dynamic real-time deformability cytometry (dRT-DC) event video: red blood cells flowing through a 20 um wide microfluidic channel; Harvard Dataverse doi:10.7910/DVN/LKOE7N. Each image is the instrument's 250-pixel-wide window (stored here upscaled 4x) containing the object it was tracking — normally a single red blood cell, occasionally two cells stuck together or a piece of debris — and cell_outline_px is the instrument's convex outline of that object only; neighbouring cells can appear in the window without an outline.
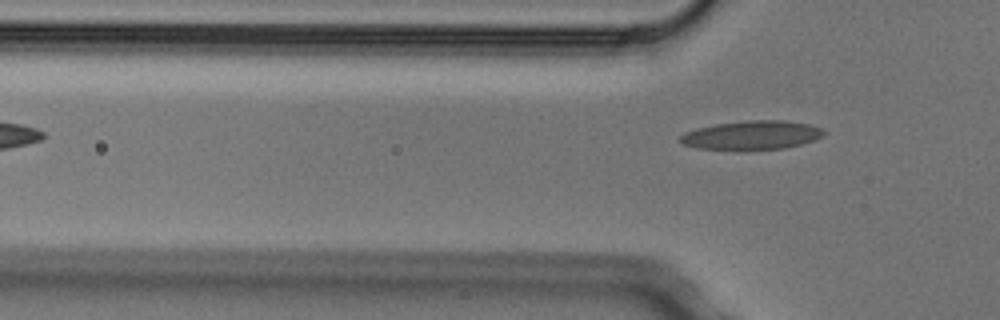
{"species": "Egyptian fruit bat (a non-hibernating species)", "species_latin": "Rousettus aegyptiacus", "temperature_condition": "cold", "stored_images_in_passage": 4, "camera_frame_rate_fps": 3000, "um_per_image_px": 0.085, "animal": {"sex": "male"}, "frame": {"image": 1, "passage_image": 4, "time_ms": 1.0, "image_size_px": [1000, 320], "cell_outline_px": [[824, 136], [800, 144], [784, 148], [744, 152], [736, 152], [696, 148], [684, 144], [680, 140], [680, 136], [684, 132], [696, 128], [716, 124], [748, 120], [784, 120], [808, 124], [820, 128], [824, 132]], "centroid_in_image_um": [63.84, 11.53], "position_along_channel_um": 62.0, "area_um2": 24.8}}